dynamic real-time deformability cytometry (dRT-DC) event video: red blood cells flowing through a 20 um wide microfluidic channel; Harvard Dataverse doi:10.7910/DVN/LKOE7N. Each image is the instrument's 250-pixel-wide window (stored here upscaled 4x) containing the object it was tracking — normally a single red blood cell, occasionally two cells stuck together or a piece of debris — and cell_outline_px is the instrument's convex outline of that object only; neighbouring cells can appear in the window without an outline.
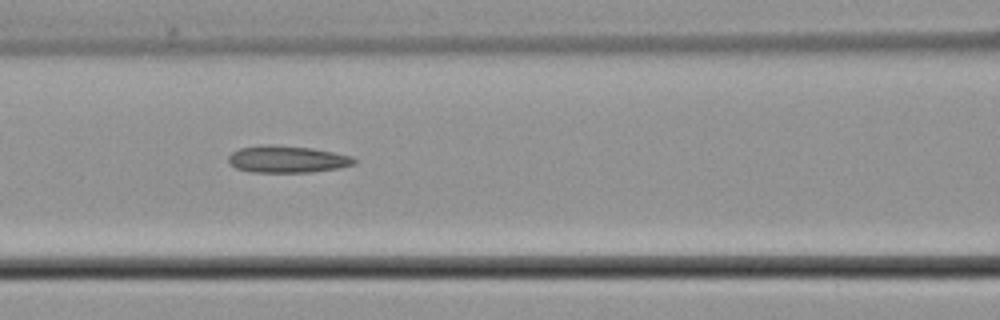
{"species": "common noctule bat (a hibernating species)", "species_latin": "Nyctalus noctula", "temperature_condition": "cold", "stored_images_in_passage": 7, "camera_frame_rate_fps": 3000, "um_per_image_px": 0.085, "animal": {"sex": "male", "body_mass_g": 21.5, "forearm_length_mm": 52.0}, "frame": {"image": 1, "passage_image": 6, "time_ms": 6.333, "image_size_px": [1000, 320], "cell_outline_px": [[356, 164], [340, 168], [312, 172], [248, 172], [236, 168], [228, 164], [228, 156], [232, 152], [240, 148], [264, 144], [272, 144], [312, 148], [352, 156], [356, 160]], "centroid_in_image_um": [24.39, 13.53], "position_along_channel_um": 142.2, "area_um2": 20.0}}
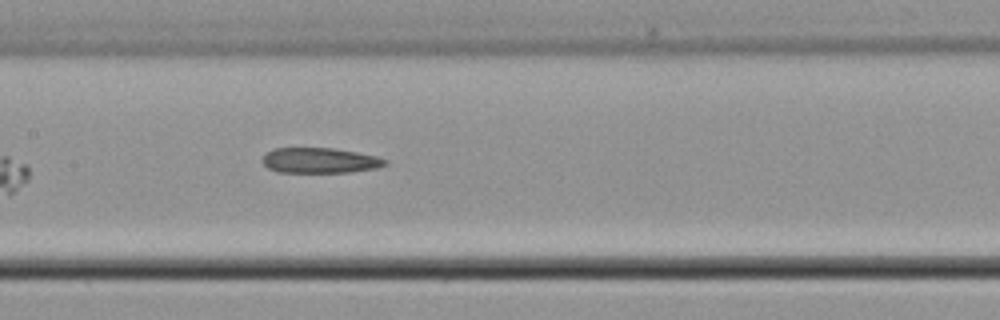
{"frame": {"image": 2, "passage_image": 7, "time_ms": 7.333, "image_size_px": [1000, 320], "cell_outline_px": [[388, 164], [376, 168], [348, 172], [276, 172], [268, 168], [260, 160], [272, 148], [336, 148], [376, 156], [388, 160]], "centroid_in_image_um": [27.18, 13.63], "position_along_channel_um": 180.2, "area_um2": 18.15}}